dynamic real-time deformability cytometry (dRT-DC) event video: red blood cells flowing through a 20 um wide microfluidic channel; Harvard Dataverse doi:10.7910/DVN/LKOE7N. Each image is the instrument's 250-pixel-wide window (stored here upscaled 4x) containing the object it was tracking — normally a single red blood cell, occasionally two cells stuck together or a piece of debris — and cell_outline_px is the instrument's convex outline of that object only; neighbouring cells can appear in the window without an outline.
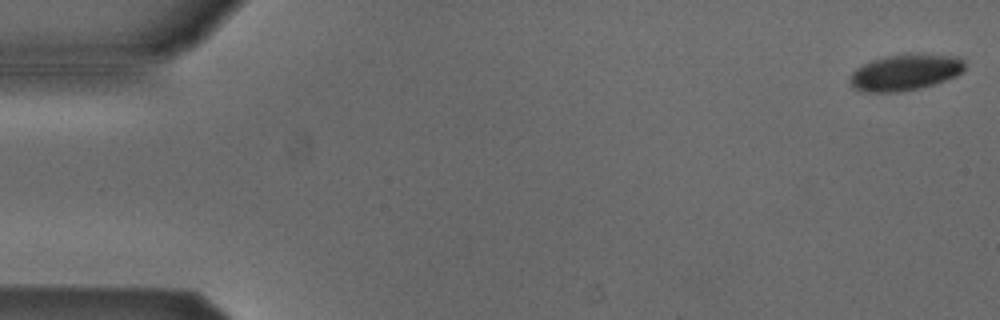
{"species": "Egyptian fruit bat (a non-hibernating species)", "species_latin": "Rousettus aegyptiacus", "temperature_condition": "cold", "stored_images_in_passage": 46, "camera_frame_rate_fps": 3000, "um_per_image_px": 0.085, "animal": {"sex": "male"}, "frame": {"image": 1, "passage_image": 1, "time_ms": 0.0, "image_size_px": [1000, 320], "cell_outline_px": [[964, 68], [956, 76], [920, 88], [896, 92], [868, 92], [856, 88], [848, 80], [852, 72], [856, 68], [872, 60], [888, 56], [908, 52], [920, 52], [960, 56], [964, 60]], "centroid_in_image_um": [76.98, 6.1], "position_along_channel_um": 8.0, "area_um2": 24.45}}
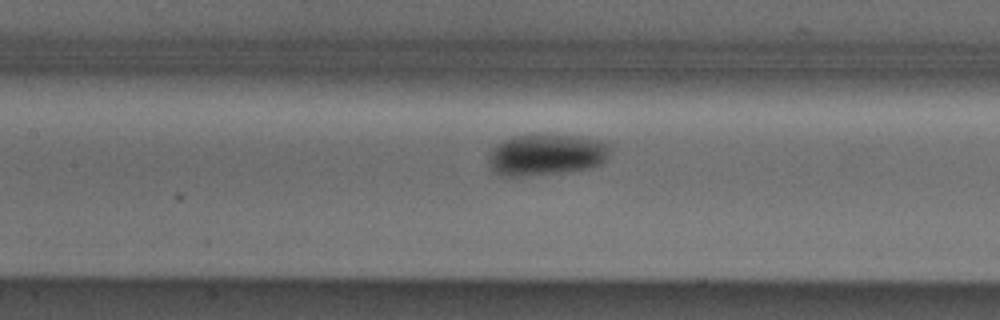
{"frame": {"image": 2, "passage_image": 24, "time_ms": 7.667, "image_size_px": [1000, 320], "cell_outline_px": [[608, 156], [600, 164], [592, 168], [528, 176], [500, 176], [488, 164], [488, 160], [496, 144], [512, 136], [536, 132], [544, 132], [580, 136], [600, 140], [608, 144]], "centroid_in_image_um": [46.42, 13.11], "position_along_channel_um": 161.0, "area_um2": 29.88}}
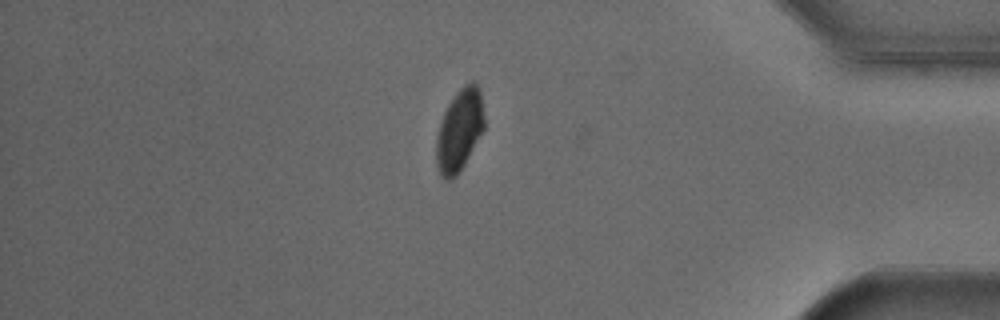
{"frame": {"image": 3, "passage_image": 45, "time_ms": 14.667, "image_size_px": [1000, 320], "cell_outline_px": [[484, 128], [464, 164], [456, 176], [452, 180], [448, 180], [440, 176], [436, 164], [436, 136], [444, 112], [448, 104], [460, 88], [464, 84], [472, 80], [476, 84], [480, 92], [484, 120]], "centroid_in_image_um": [39.03, 11.08], "position_along_channel_um": 396.2, "area_um2": 22.66}, "authors_computed_cell_mechanics": {"area_um2": 27.3105, "velocity_mm_per_s": 3.8347, "shape_relaxation_time_tau1_ms": 2.2841, "shape_relaxation_time_tau2_ms": null, "deformation_change_tau1": 0.0705, "deformation_change_tau2": null}}